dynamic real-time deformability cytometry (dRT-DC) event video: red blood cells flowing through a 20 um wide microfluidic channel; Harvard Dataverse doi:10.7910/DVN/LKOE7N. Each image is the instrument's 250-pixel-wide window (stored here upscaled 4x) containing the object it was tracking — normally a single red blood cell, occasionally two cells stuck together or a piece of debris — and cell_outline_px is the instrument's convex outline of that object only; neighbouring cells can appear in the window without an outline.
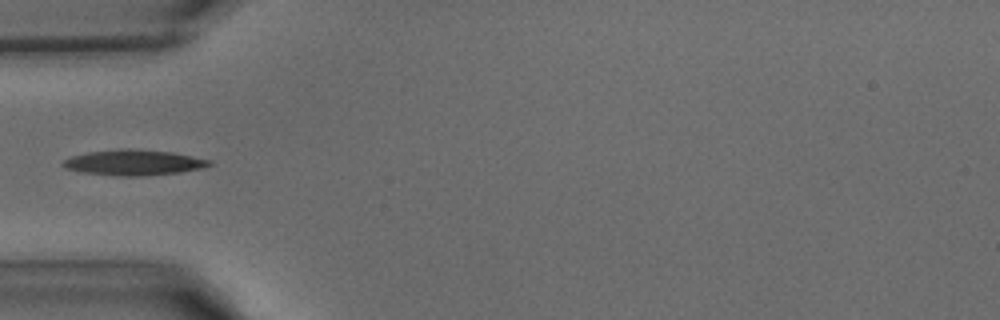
{"species": "common noctule bat (a hibernating species)", "species_latin": "Nyctalus noctula", "temperature_condition": "warm", "stored_images_in_passage": 29, "camera_frame_rate_fps": 3000, "um_per_image_px": 0.085, "animal": {"sex": "male", "body_mass_g": 15.6}, "frame": {"image": 1, "passage_image": 1, "time_ms": 0.0, "image_size_px": [1000, 320], "cell_outline_px": [[212, 164], [200, 168], [180, 172], [144, 176], [116, 176], [80, 172], [68, 168], [60, 164], [64, 160], [72, 156], [88, 152], [124, 148], [128, 148], [172, 152], [212, 160]], "centroid_in_image_um": [11.36, 13.81], "position_along_channel_um": 73.6, "area_um2": 21.73}}
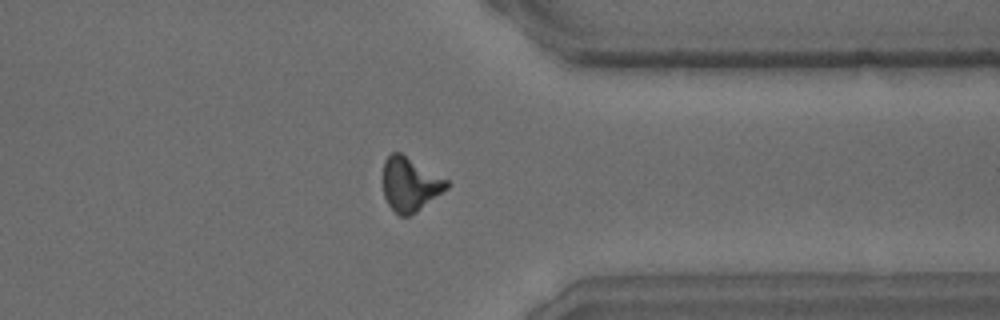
{"frame": {"image": 2, "passage_image": 20, "time_ms": 6.333, "image_size_px": [1000, 320], "cell_outline_px": [[448, 188], [416, 212], [408, 216], [400, 216], [388, 204], [384, 196], [384, 160], [392, 152], [400, 152], [448, 180]], "centroid_in_image_um": [34.85, 15.66], "position_along_channel_um": 376.5, "area_um2": 19.71}}
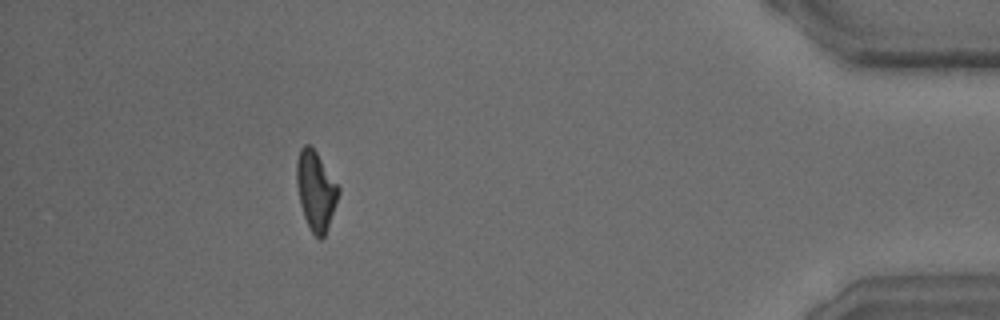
{"frame": {"image": 3, "passage_image": 25, "time_ms": 8.0, "image_size_px": [1000, 320], "cell_outline_px": [[340, 192], [324, 236], [320, 240], [312, 232], [304, 216], [300, 204], [296, 184], [296, 160], [300, 148], [304, 144], [308, 144], [316, 152], [340, 188]], "centroid_in_image_um": [26.82, 16.17], "position_along_channel_um": 408.4, "area_um2": 19.02}}